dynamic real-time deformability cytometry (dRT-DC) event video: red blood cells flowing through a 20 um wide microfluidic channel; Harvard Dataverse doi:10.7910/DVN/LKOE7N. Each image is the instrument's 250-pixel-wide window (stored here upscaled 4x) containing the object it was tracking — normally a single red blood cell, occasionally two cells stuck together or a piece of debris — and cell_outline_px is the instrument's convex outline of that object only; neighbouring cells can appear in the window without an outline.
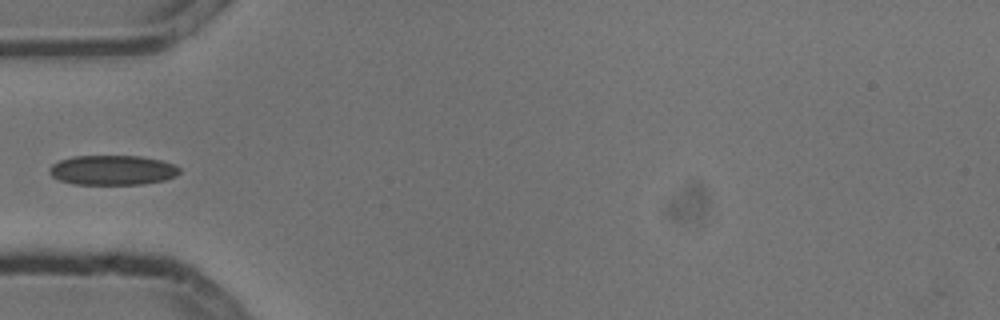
{"species": "common noctule bat (a hibernating species)", "species_latin": "Nyctalus noctula", "temperature_condition": "cold", "stored_images_in_passage": 3, "camera_frame_rate_fps": 3000, "um_per_image_px": 0.085, "animal": {"sex": "male", "body_mass_g": 13.3}, "frame": {"image": 1, "passage_image": 3, "time_ms": 0.667, "image_size_px": [1000, 320], "cell_outline_px": [[180, 172], [176, 176], [164, 180], [144, 184], [72, 184], [60, 180], [52, 176], [48, 172], [48, 168], [52, 164], [60, 160], [72, 156], [140, 156], [160, 160], [176, 164], [180, 168]], "centroid_in_image_um": [9.56, 14.46], "position_along_channel_um": 75.4, "area_um2": 22.72}}